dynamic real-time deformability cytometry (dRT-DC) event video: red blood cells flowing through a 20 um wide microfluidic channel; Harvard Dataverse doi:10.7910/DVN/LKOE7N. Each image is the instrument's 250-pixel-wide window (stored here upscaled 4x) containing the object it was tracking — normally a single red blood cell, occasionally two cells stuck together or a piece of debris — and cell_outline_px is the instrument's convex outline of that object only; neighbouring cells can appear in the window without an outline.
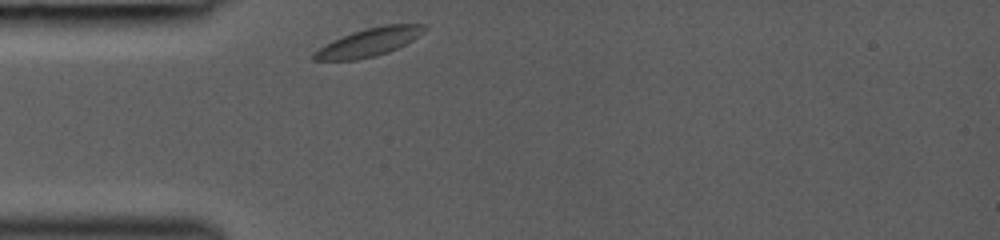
{"species": "common noctule bat (a hibernating species)", "species_latin": "Nyctalus noctula", "temperature_condition": "room temperature", "stored_images_in_passage": 12, "camera_frame_rate_fps": 3000, "um_per_image_px": 0.085, "animal": {"sex": "female", "body_mass_g": 19.0, "forearm_length_mm": 53.3}, "frame": {"image": 1, "passage_image": 1, "time_ms": 0.0, "image_size_px": [1000, 240], "cell_outline_px": [[428, 28], [412, 40], [388, 52], [376, 56], [356, 60], [312, 60], [312, 52], [324, 44], [332, 40], [352, 32], [364, 28], [384, 24], [428, 24]], "centroid_in_image_um": [31.33, 3.58], "position_along_channel_um": 53.7, "area_um2": 18.26}}
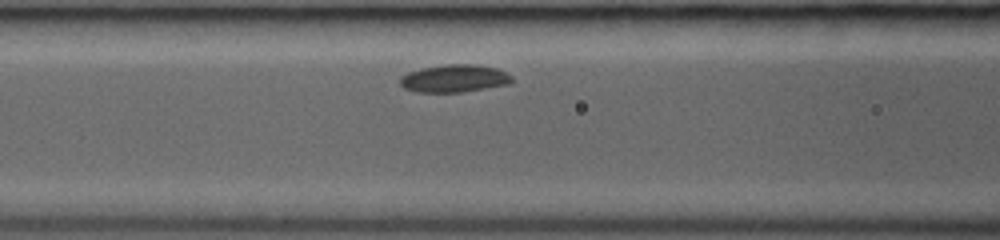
{"frame": {"image": 2, "passage_image": 7, "time_ms": 2.0, "image_size_px": [1000, 240], "cell_outline_px": [[512, 80], [508, 84], [460, 92], [416, 92], [404, 88], [400, 84], [400, 76], [408, 72], [420, 68], [444, 64], [476, 64], [496, 68], [512, 76]], "centroid_in_image_um": [38.57, 6.66], "position_along_channel_um": 128.0, "area_um2": 17.98}}
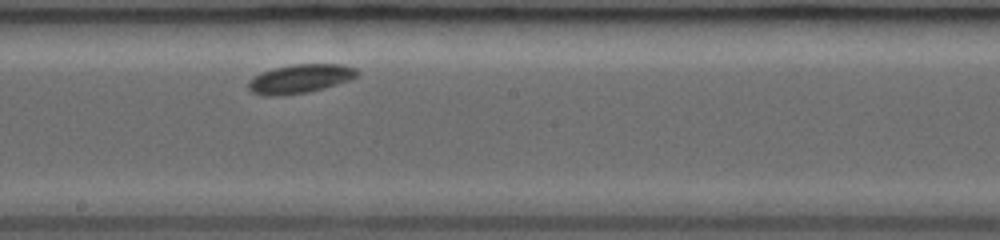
{"frame": {"image": 3, "passage_image": 12, "time_ms": 4.333, "image_size_px": [1000, 240], "cell_outline_px": [[360, 72], [352, 80], [324, 88], [308, 92], [280, 96], [268, 96], [252, 92], [248, 88], [248, 80], [260, 72], [292, 64], [344, 64], [356, 68]], "centroid_in_image_um": [25.53, 6.69], "position_along_channel_um": 222.7, "area_um2": 18.5}}